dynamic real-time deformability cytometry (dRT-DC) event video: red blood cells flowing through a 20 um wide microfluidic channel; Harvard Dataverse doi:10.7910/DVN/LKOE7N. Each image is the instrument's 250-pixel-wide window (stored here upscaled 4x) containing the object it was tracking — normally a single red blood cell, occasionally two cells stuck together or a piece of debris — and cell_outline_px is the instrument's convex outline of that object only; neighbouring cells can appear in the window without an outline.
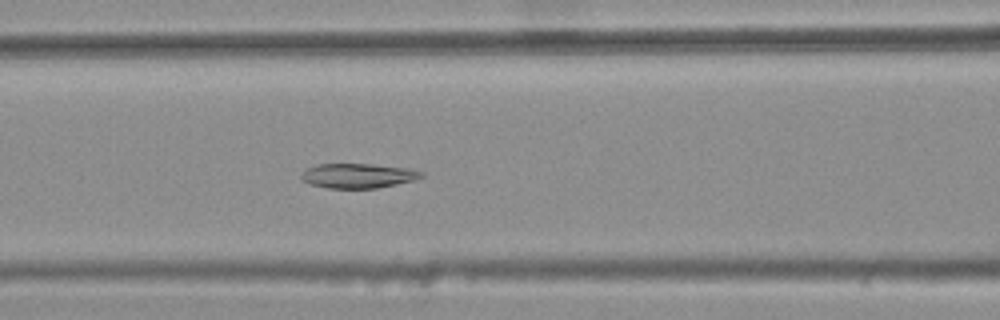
{"species": "common noctule bat (a hibernating species)", "species_latin": "Nyctalus noctula", "temperature_condition": "warm", "stored_images_in_passage": 45, "camera_frame_rate_fps": 3000, "um_per_image_px": 0.085, "animal": {"sex": "female", "body_mass_g": 25.1}, "frame": {"image": 1, "passage_image": 22, "time_ms": 7.0, "image_size_px": [1000, 320], "cell_outline_px": [[424, 176], [412, 180], [396, 184], [376, 188], [328, 188], [308, 184], [300, 176], [300, 172], [316, 164], [372, 164], [404, 168], [424, 172]], "centroid_in_image_um": [30.37, 14.94], "position_along_channel_um": 136.2, "area_um2": 17.11}}
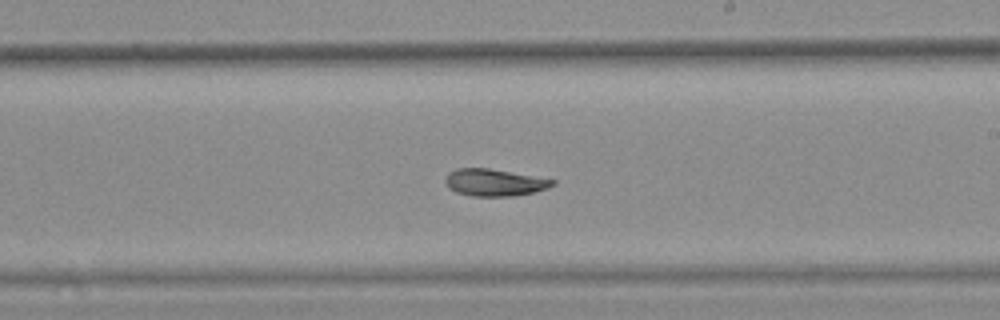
{"frame": {"image": 2, "passage_image": 31, "time_ms": 10.0, "image_size_px": [1000, 320], "cell_outline_px": [[556, 184], [548, 188], [516, 196], [472, 196], [456, 192], [448, 188], [444, 184], [444, 180], [448, 172], [456, 168], [488, 168], [556, 180]], "centroid_in_image_um": [41.98, 15.51], "position_along_channel_um": 247.0, "area_um2": 16.99}}
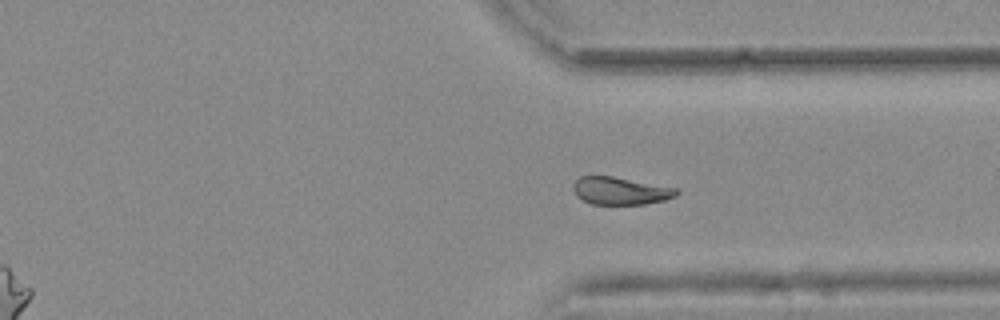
{"frame": {"image": 3, "passage_image": 40, "time_ms": 13.0, "image_size_px": [1000, 320], "cell_outline_px": [[680, 192], [676, 196], [664, 200], [644, 204], [592, 204], [576, 196], [572, 188], [572, 184], [580, 176], [612, 176], [676, 188]], "centroid_in_image_um": [52.71, 16.22], "position_along_channel_um": 358.7, "area_um2": 16.53}}